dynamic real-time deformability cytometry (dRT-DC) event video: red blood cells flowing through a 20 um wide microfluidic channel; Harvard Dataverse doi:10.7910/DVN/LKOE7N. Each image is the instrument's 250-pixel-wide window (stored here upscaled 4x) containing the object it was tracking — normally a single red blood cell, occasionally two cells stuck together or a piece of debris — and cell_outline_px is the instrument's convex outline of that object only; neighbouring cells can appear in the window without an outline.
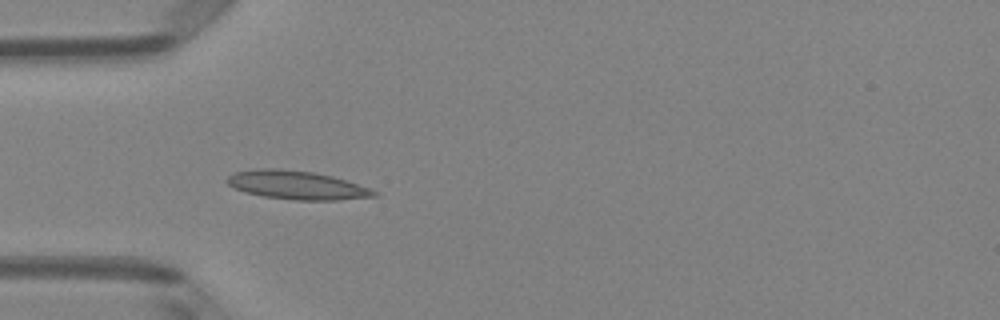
{"species": "Egyptian fruit bat (a non-hibernating species)", "species_latin": "Rousettus aegyptiacus", "temperature_condition": "room temperature", "stored_images_in_passage": 36, "camera_frame_rate_fps": 3000, "um_per_image_px": 0.085, "animal": {"sex": "female"}, "frame": {"image": 1, "passage_image": 1, "time_ms": 0.0, "image_size_px": [1000, 320], "cell_outline_px": [[380, 192], [376, 196], [340, 200], [296, 200], [264, 196], [244, 192], [228, 184], [224, 180], [228, 176], [236, 172], [256, 168], [280, 168], [312, 172], [332, 176]], "centroid_in_image_um": [25.2, 15.73], "position_along_channel_um": 59.8, "area_um2": 24.33}}
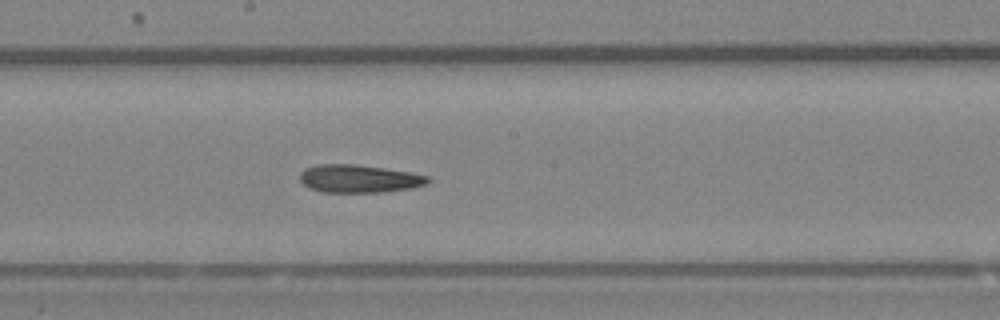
{"frame": {"image": 2, "passage_image": 13, "time_ms": 4.0, "image_size_px": [1000, 320], "cell_outline_px": [[432, 180], [428, 184], [412, 188], [384, 192], [324, 192], [308, 188], [300, 180], [300, 172], [304, 168], [316, 164], [356, 164], [384, 168], [408, 172], [428, 176]], "centroid_in_image_um": [30.51, 15.19], "position_along_channel_um": 217.7, "area_um2": 20.98}}
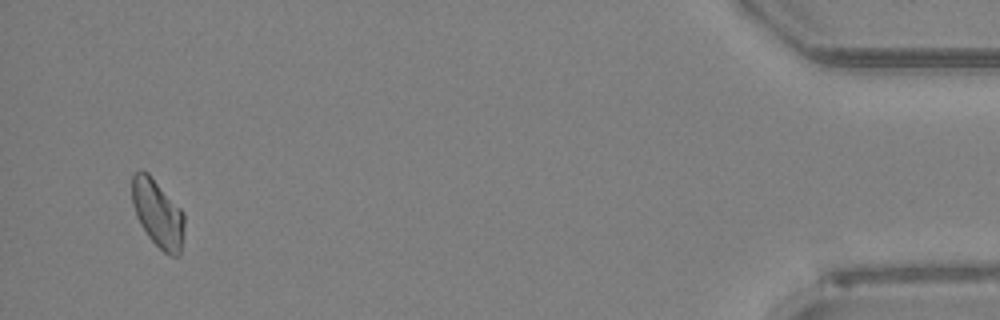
{"frame": {"image": 3, "passage_image": 34, "time_ms": 11.0, "image_size_px": [1000, 320], "cell_outline_px": [[184, 224], [180, 256], [168, 256], [148, 236], [140, 224], [136, 216], [132, 204], [132, 176], [140, 168], [148, 172], [184, 212]], "centroid_in_image_um": [13.4, 18.13], "position_along_channel_um": 421.8, "area_um2": 20.69}, "authors_computed_cell_mechanics": {"area_um2": 20.9814, "velocity_mm_per_s": 4.0401, "shape_relaxation_time_tau1_ms": 10.3448, "shape_relaxation_time_tau2_ms": 4.6993, "deformation_change_tau1": 0.2145, "deformation_change_tau2": 0.1408}}